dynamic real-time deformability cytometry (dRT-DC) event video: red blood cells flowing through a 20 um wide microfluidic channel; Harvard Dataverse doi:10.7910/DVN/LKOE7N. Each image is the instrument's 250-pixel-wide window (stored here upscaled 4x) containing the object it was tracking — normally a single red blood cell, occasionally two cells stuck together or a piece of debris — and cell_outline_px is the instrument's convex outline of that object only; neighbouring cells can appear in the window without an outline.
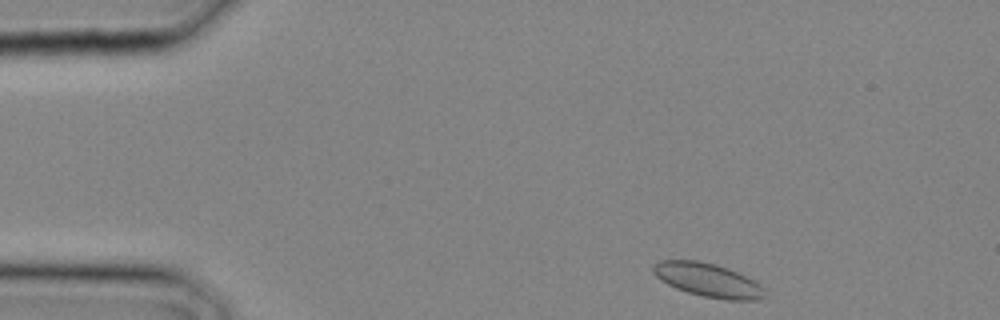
{"species": "common noctule bat (a hibernating species)", "species_latin": "Nyctalus noctula", "temperature_condition": "cold", "stored_images_in_passage": 15, "camera_frame_rate_fps": 3000, "um_per_image_px": 0.085, "animal": {"sex": "male", "body_mass_g": 20.4}, "frame": {"image": 1, "passage_image": 1, "time_ms": 0.0, "image_size_px": [1000, 320], "cell_outline_px": [[768, 296], [756, 300], [728, 300], [704, 296], [688, 292], [676, 288], [668, 284], [656, 276], [652, 272], [652, 268], [660, 260], [696, 260], [716, 264], [728, 268], [760, 284], [764, 288]], "centroid_in_image_um": [60.2, 23.81], "position_along_channel_um": 24.8, "area_um2": 21.73}}
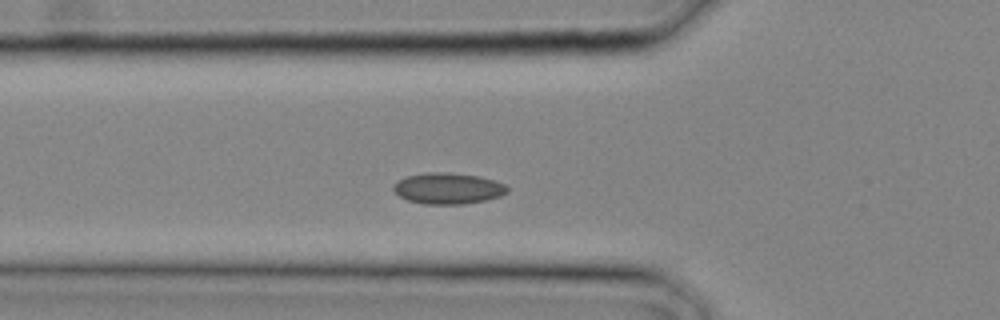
{"frame": {"image": 2, "passage_image": 7, "time_ms": 2.0, "image_size_px": [1000, 320], "cell_outline_px": [[508, 192], [500, 196], [484, 200], [464, 204], [424, 204], [408, 200], [400, 196], [392, 188], [400, 180], [408, 176], [428, 172], [448, 172], [480, 176], [504, 184], [508, 188]], "centroid_in_image_um": [38.1, 16.01], "position_along_channel_um": 87.7, "area_um2": 20.4}}
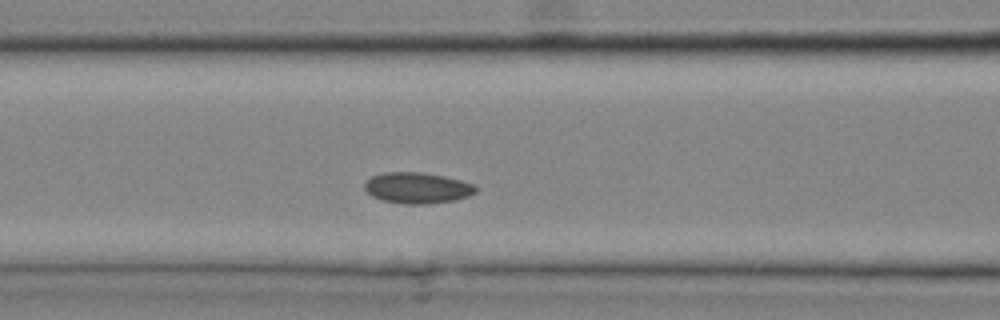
{"frame": {"image": 3, "passage_image": 9, "time_ms": 2.667, "image_size_px": [1000, 320], "cell_outline_px": [[476, 192], [468, 196], [456, 200], [424, 204], [404, 204], [384, 200], [372, 196], [364, 188], [364, 184], [372, 176], [384, 172], [420, 172], [444, 176], [460, 180], [472, 184], [476, 188]], "centroid_in_image_um": [35.46, 15.97], "position_along_channel_um": 131.1, "area_um2": 19.88}}